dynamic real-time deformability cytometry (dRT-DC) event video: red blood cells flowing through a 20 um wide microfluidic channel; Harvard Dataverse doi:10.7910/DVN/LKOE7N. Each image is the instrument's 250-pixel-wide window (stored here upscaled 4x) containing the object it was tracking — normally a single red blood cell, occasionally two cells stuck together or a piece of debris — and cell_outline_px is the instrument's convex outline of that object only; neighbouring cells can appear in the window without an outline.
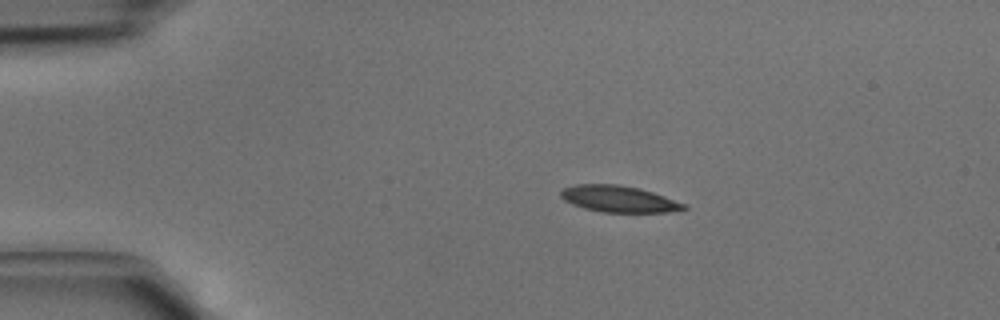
{"species": "common noctule bat (a hibernating species)", "species_latin": "Nyctalus noctula", "temperature_condition": "cold", "stored_images_in_passage": 2, "camera_frame_rate_fps": 3000, "um_per_image_px": 0.085, "animal": {"sex": "male", "body_mass_g": 15.6}, "frame": {"image": 1, "passage_image": 1, "time_ms": 0.0, "image_size_px": [1000, 320], "cell_outline_px": [[688, 208], [668, 212], [604, 212], [584, 208], [572, 204], [564, 200], [560, 196], [560, 192], [564, 188], [576, 184], [616, 184], [640, 188], [664, 196], [684, 204]], "centroid_in_image_um": [52.56, 16.9], "position_along_channel_um": 32.4, "area_um2": 18.79}}